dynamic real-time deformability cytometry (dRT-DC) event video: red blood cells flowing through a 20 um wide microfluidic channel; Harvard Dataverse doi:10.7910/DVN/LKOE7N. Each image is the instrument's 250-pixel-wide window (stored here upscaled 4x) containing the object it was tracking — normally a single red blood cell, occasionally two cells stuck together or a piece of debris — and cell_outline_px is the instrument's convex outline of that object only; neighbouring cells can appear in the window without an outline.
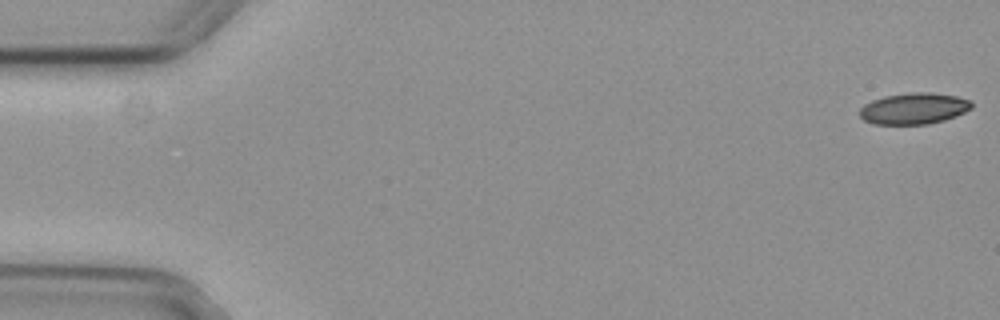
{"species": "common noctule bat (a hibernating species)", "species_latin": "Nyctalus noctula", "temperature_condition": "cold", "stored_images_in_passage": 3, "camera_frame_rate_fps": 3000, "um_per_image_px": 0.085, "animal": {"sex": "female", "body_mass_g": 29.2, "forearm_length_mm": 56.3}, "frame": {"image": 1, "passage_image": 1, "time_ms": 0.0, "image_size_px": [1000, 320], "cell_outline_px": [[972, 108], [956, 116], [944, 120], [928, 124], [872, 124], [864, 120], [860, 116], [860, 108], [864, 104], [872, 100], [884, 96], [912, 92], [928, 92], [956, 96], [972, 100]], "centroid_in_image_um": [77.68, 9.22], "position_along_channel_um": 7.3, "area_um2": 20.46}}